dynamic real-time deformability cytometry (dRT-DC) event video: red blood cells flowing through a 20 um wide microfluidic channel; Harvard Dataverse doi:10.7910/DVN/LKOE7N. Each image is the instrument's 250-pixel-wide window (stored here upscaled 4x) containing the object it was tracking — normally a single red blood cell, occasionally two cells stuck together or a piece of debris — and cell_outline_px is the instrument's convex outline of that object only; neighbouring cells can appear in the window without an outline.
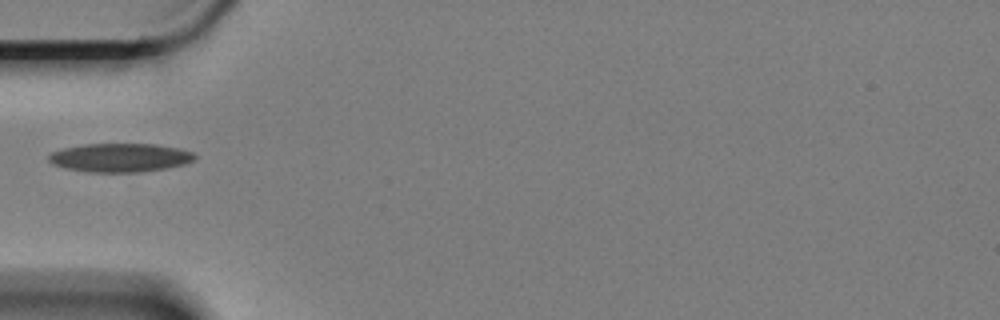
{"species": "Egyptian fruit bat (a non-hibernating species)", "species_latin": "Rousettus aegyptiacus", "temperature_condition": "cold", "stored_images_in_passage": 1, "camera_frame_rate_fps": 3000, "um_per_image_px": 0.085, "animal": {"sex": "female"}, "frame": {"image": 1, "passage_image": 1, "time_ms": 0.0, "image_size_px": [1000, 320], "cell_outline_px": [[196, 156], [192, 160], [184, 164], [164, 168], [136, 172], [88, 172], [68, 168], [56, 164], [48, 160], [48, 156], [52, 152], [64, 148], [84, 144], [156, 144], [180, 148], [192, 152]], "centroid_in_image_um": [10.22, 13.39], "position_along_channel_um": 74.8, "area_um2": 24.04}}